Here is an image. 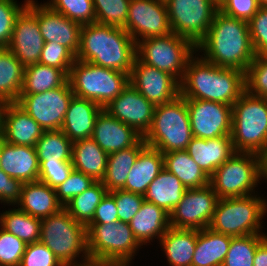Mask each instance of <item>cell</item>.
I'll list each match as a JSON object with an SVG mask.
<instances>
[{"label": "cell", "instance_id": "obj_25", "mask_svg": "<svg viewBox=\"0 0 267 266\" xmlns=\"http://www.w3.org/2000/svg\"><path fill=\"white\" fill-rule=\"evenodd\" d=\"M129 226L142 246L153 245L150 243L155 241L154 238L159 241L170 228V214L154 203L144 200Z\"/></svg>", "mask_w": 267, "mask_h": 266}, {"label": "cell", "instance_id": "obj_53", "mask_svg": "<svg viewBox=\"0 0 267 266\" xmlns=\"http://www.w3.org/2000/svg\"><path fill=\"white\" fill-rule=\"evenodd\" d=\"M23 183L7 175L2 169L0 172V203L13 207L21 197Z\"/></svg>", "mask_w": 267, "mask_h": 266}, {"label": "cell", "instance_id": "obj_26", "mask_svg": "<svg viewBox=\"0 0 267 266\" xmlns=\"http://www.w3.org/2000/svg\"><path fill=\"white\" fill-rule=\"evenodd\" d=\"M3 131L5 142L35 147L45 130L16 102H11L5 113Z\"/></svg>", "mask_w": 267, "mask_h": 266}, {"label": "cell", "instance_id": "obj_7", "mask_svg": "<svg viewBox=\"0 0 267 266\" xmlns=\"http://www.w3.org/2000/svg\"><path fill=\"white\" fill-rule=\"evenodd\" d=\"M231 138L235 152L260 154L267 147V99L241 95L232 105Z\"/></svg>", "mask_w": 267, "mask_h": 266}, {"label": "cell", "instance_id": "obj_31", "mask_svg": "<svg viewBox=\"0 0 267 266\" xmlns=\"http://www.w3.org/2000/svg\"><path fill=\"white\" fill-rule=\"evenodd\" d=\"M232 238L208 227L199 230L191 266H222Z\"/></svg>", "mask_w": 267, "mask_h": 266}, {"label": "cell", "instance_id": "obj_41", "mask_svg": "<svg viewBox=\"0 0 267 266\" xmlns=\"http://www.w3.org/2000/svg\"><path fill=\"white\" fill-rule=\"evenodd\" d=\"M96 23L125 28L130 0H93Z\"/></svg>", "mask_w": 267, "mask_h": 266}, {"label": "cell", "instance_id": "obj_44", "mask_svg": "<svg viewBox=\"0 0 267 266\" xmlns=\"http://www.w3.org/2000/svg\"><path fill=\"white\" fill-rule=\"evenodd\" d=\"M75 60V55L65 46L56 42H44L38 63L58 68L69 76Z\"/></svg>", "mask_w": 267, "mask_h": 266}, {"label": "cell", "instance_id": "obj_46", "mask_svg": "<svg viewBox=\"0 0 267 266\" xmlns=\"http://www.w3.org/2000/svg\"><path fill=\"white\" fill-rule=\"evenodd\" d=\"M26 243L0 227V265L19 266Z\"/></svg>", "mask_w": 267, "mask_h": 266}, {"label": "cell", "instance_id": "obj_5", "mask_svg": "<svg viewBox=\"0 0 267 266\" xmlns=\"http://www.w3.org/2000/svg\"><path fill=\"white\" fill-rule=\"evenodd\" d=\"M267 199L255 193L244 197L219 199L208 228L232 237L264 233Z\"/></svg>", "mask_w": 267, "mask_h": 266}, {"label": "cell", "instance_id": "obj_51", "mask_svg": "<svg viewBox=\"0 0 267 266\" xmlns=\"http://www.w3.org/2000/svg\"><path fill=\"white\" fill-rule=\"evenodd\" d=\"M38 181L47 184L52 188H57L65 182L74 167L72 162H39Z\"/></svg>", "mask_w": 267, "mask_h": 266}, {"label": "cell", "instance_id": "obj_12", "mask_svg": "<svg viewBox=\"0 0 267 266\" xmlns=\"http://www.w3.org/2000/svg\"><path fill=\"white\" fill-rule=\"evenodd\" d=\"M173 33L195 46L206 36L219 5L214 0H165Z\"/></svg>", "mask_w": 267, "mask_h": 266}, {"label": "cell", "instance_id": "obj_21", "mask_svg": "<svg viewBox=\"0 0 267 266\" xmlns=\"http://www.w3.org/2000/svg\"><path fill=\"white\" fill-rule=\"evenodd\" d=\"M91 138L110 154L135 146L143 136L103 109L96 118Z\"/></svg>", "mask_w": 267, "mask_h": 266}, {"label": "cell", "instance_id": "obj_20", "mask_svg": "<svg viewBox=\"0 0 267 266\" xmlns=\"http://www.w3.org/2000/svg\"><path fill=\"white\" fill-rule=\"evenodd\" d=\"M38 24L44 42L61 44L76 56L82 24L70 20L42 2H38Z\"/></svg>", "mask_w": 267, "mask_h": 266}, {"label": "cell", "instance_id": "obj_34", "mask_svg": "<svg viewBox=\"0 0 267 266\" xmlns=\"http://www.w3.org/2000/svg\"><path fill=\"white\" fill-rule=\"evenodd\" d=\"M164 168L174 174L187 189L210 184V177L194 162L186 150L163 153Z\"/></svg>", "mask_w": 267, "mask_h": 266}, {"label": "cell", "instance_id": "obj_55", "mask_svg": "<svg viewBox=\"0 0 267 266\" xmlns=\"http://www.w3.org/2000/svg\"><path fill=\"white\" fill-rule=\"evenodd\" d=\"M253 266H267V237L257 246Z\"/></svg>", "mask_w": 267, "mask_h": 266}, {"label": "cell", "instance_id": "obj_57", "mask_svg": "<svg viewBox=\"0 0 267 266\" xmlns=\"http://www.w3.org/2000/svg\"><path fill=\"white\" fill-rule=\"evenodd\" d=\"M11 102L0 97V131L4 129L5 113Z\"/></svg>", "mask_w": 267, "mask_h": 266}, {"label": "cell", "instance_id": "obj_8", "mask_svg": "<svg viewBox=\"0 0 267 266\" xmlns=\"http://www.w3.org/2000/svg\"><path fill=\"white\" fill-rule=\"evenodd\" d=\"M68 81L74 96L94 101L105 108L130 84V75L90 62L75 60Z\"/></svg>", "mask_w": 267, "mask_h": 266}, {"label": "cell", "instance_id": "obj_35", "mask_svg": "<svg viewBox=\"0 0 267 266\" xmlns=\"http://www.w3.org/2000/svg\"><path fill=\"white\" fill-rule=\"evenodd\" d=\"M0 227L26 244L40 241L41 219L27 214L16 205L0 212Z\"/></svg>", "mask_w": 267, "mask_h": 266}, {"label": "cell", "instance_id": "obj_18", "mask_svg": "<svg viewBox=\"0 0 267 266\" xmlns=\"http://www.w3.org/2000/svg\"><path fill=\"white\" fill-rule=\"evenodd\" d=\"M130 84L155 106L171 102L180 95V82L174 76L141 62L137 57Z\"/></svg>", "mask_w": 267, "mask_h": 266}, {"label": "cell", "instance_id": "obj_28", "mask_svg": "<svg viewBox=\"0 0 267 266\" xmlns=\"http://www.w3.org/2000/svg\"><path fill=\"white\" fill-rule=\"evenodd\" d=\"M163 168V153L146 146L131 167L122 190L144 195L148 185L159 175Z\"/></svg>", "mask_w": 267, "mask_h": 266}, {"label": "cell", "instance_id": "obj_1", "mask_svg": "<svg viewBox=\"0 0 267 266\" xmlns=\"http://www.w3.org/2000/svg\"><path fill=\"white\" fill-rule=\"evenodd\" d=\"M196 52L217 66L246 73L255 58L248 22L218 10L206 36L196 45Z\"/></svg>", "mask_w": 267, "mask_h": 266}, {"label": "cell", "instance_id": "obj_29", "mask_svg": "<svg viewBox=\"0 0 267 266\" xmlns=\"http://www.w3.org/2000/svg\"><path fill=\"white\" fill-rule=\"evenodd\" d=\"M199 230L170 227L158 241L169 266H191Z\"/></svg>", "mask_w": 267, "mask_h": 266}, {"label": "cell", "instance_id": "obj_24", "mask_svg": "<svg viewBox=\"0 0 267 266\" xmlns=\"http://www.w3.org/2000/svg\"><path fill=\"white\" fill-rule=\"evenodd\" d=\"M103 109L94 101L74 96L65 114L61 130L72 142L91 138L96 118Z\"/></svg>", "mask_w": 267, "mask_h": 266}, {"label": "cell", "instance_id": "obj_22", "mask_svg": "<svg viewBox=\"0 0 267 266\" xmlns=\"http://www.w3.org/2000/svg\"><path fill=\"white\" fill-rule=\"evenodd\" d=\"M39 165L35 147L7 142L2 144L0 166L10 177L22 183L38 181Z\"/></svg>", "mask_w": 267, "mask_h": 266}, {"label": "cell", "instance_id": "obj_32", "mask_svg": "<svg viewBox=\"0 0 267 266\" xmlns=\"http://www.w3.org/2000/svg\"><path fill=\"white\" fill-rule=\"evenodd\" d=\"M186 190L187 188L174 174L163 168L148 185L143 196L145 201L154 203L170 214L181 201Z\"/></svg>", "mask_w": 267, "mask_h": 266}, {"label": "cell", "instance_id": "obj_40", "mask_svg": "<svg viewBox=\"0 0 267 266\" xmlns=\"http://www.w3.org/2000/svg\"><path fill=\"white\" fill-rule=\"evenodd\" d=\"M266 237L267 234L233 237L222 266H253L257 246Z\"/></svg>", "mask_w": 267, "mask_h": 266}, {"label": "cell", "instance_id": "obj_58", "mask_svg": "<svg viewBox=\"0 0 267 266\" xmlns=\"http://www.w3.org/2000/svg\"><path fill=\"white\" fill-rule=\"evenodd\" d=\"M78 266H126L117 262H99V261H88Z\"/></svg>", "mask_w": 267, "mask_h": 266}, {"label": "cell", "instance_id": "obj_30", "mask_svg": "<svg viewBox=\"0 0 267 266\" xmlns=\"http://www.w3.org/2000/svg\"><path fill=\"white\" fill-rule=\"evenodd\" d=\"M108 154L92 139H80L72 145V166L95 181L106 173Z\"/></svg>", "mask_w": 267, "mask_h": 266}, {"label": "cell", "instance_id": "obj_39", "mask_svg": "<svg viewBox=\"0 0 267 266\" xmlns=\"http://www.w3.org/2000/svg\"><path fill=\"white\" fill-rule=\"evenodd\" d=\"M107 192L101 181H95L83 193L72 198L63 208L74 220L87 226L92 221L95 209Z\"/></svg>", "mask_w": 267, "mask_h": 266}, {"label": "cell", "instance_id": "obj_2", "mask_svg": "<svg viewBox=\"0 0 267 266\" xmlns=\"http://www.w3.org/2000/svg\"><path fill=\"white\" fill-rule=\"evenodd\" d=\"M246 91L245 72L217 66L195 53L187 62L180 82L185 99L214 101L233 105Z\"/></svg>", "mask_w": 267, "mask_h": 266}, {"label": "cell", "instance_id": "obj_56", "mask_svg": "<svg viewBox=\"0 0 267 266\" xmlns=\"http://www.w3.org/2000/svg\"><path fill=\"white\" fill-rule=\"evenodd\" d=\"M260 158V178L267 182V147L259 154ZM263 178V179H262Z\"/></svg>", "mask_w": 267, "mask_h": 266}, {"label": "cell", "instance_id": "obj_27", "mask_svg": "<svg viewBox=\"0 0 267 266\" xmlns=\"http://www.w3.org/2000/svg\"><path fill=\"white\" fill-rule=\"evenodd\" d=\"M16 206L40 219L56 214L64 207L57 199L55 188L40 181L23 183Z\"/></svg>", "mask_w": 267, "mask_h": 266}, {"label": "cell", "instance_id": "obj_3", "mask_svg": "<svg viewBox=\"0 0 267 266\" xmlns=\"http://www.w3.org/2000/svg\"><path fill=\"white\" fill-rule=\"evenodd\" d=\"M136 57V42L125 29L96 22L82 25L76 60L130 75Z\"/></svg>", "mask_w": 267, "mask_h": 266}, {"label": "cell", "instance_id": "obj_49", "mask_svg": "<svg viewBox=\"0 0 267 266\" xmlns=\"http://www.w3.org/2000/svg\"><path fill=\"white\" fill-rule=\"evenodd\" d=\"M248 25L255 55H267V7H260Z\"/></svg>", "mask_w": 267, "mask_h": 266}, {"label": "cell", "instance_id": "obj_38", "mask_svg": "<svg viewBox=\"0 0 267 266\" xmlns=\"http://www.w3.org/2000/svg\"><path fill=\"white\" fill-rule=\"evenodd\" d=\"M73 142L61 129L45 130L35 145L39 162H71Z\"/></svg>", "mask_w": 267, "mask_h": 266}, {"label": "cell", "instance_id": "obj_11", "mask_svg": "<svg viewBox=\"0 0 267 266\" xmlns=\"http://www.w3.org/2000/svg\"><path fill=\"white\" fill-rule=\"evenodd\" d=\"M136 52L141 62L165 71L181 82L188 60L196 53V46L189 39L171 32L138 41Z\"/></svg>", "mask_w": 267, "mask_h": 266}, {"label": "cell", "instance_id": "obj_33", "mask_svg": "<svg viewBox=\"0 0 267 266\" xmlns=\"http://www.w3.org/2000/svg\"><path fill=\"white\" fill-rule=\"evenodd\" d=\"M146 146L142 138L135 146L108 154L106 173L101 181L108 192L125 186L131 167Z\"/></svg>", "mask_w": 267, "mask_h": 266}, {"label": "cell", "instance_id": "obj_4", "mask_svg": "<svg viewBox=\"0 0 267 266\" xmlns=\"http://www.w3.org/2000/svg\"><path fill=\"white\" fill-rule=\"evenodd\" d=\"M40 242L46 245L64 266H78L90 261L87 227L74 220L64 208L41 219Z\"/></svg>", "mask_w": 267, "mask_h": 266}, {"label": "cell", "instance_id": "obj_6", "mask_svg": "<svg viewBox=\"0 0 267 266\" xmlns=\"http://www.w3.org/2000/svg\"><path fill=\"white\" fill-rule=\"evenodd\" d=\"M192 138L186 99L181 95L155 106L151 127L143 136L147 146L161 153L186 150Z\"/></svg>", "mask_w": 267, "mask_h": 266}, {"label": "cell", "instance_id": "obj_37", "mask_svg": "<svg viewBox=\"0 0 267 266\" xmlns=\"http://www.w3.org/2000/svg\"><path fill=\"white\" fill-rule=\"evenodd\" d=\"M24 66L8 48H0V97L16 102L20 96Z\"/></svg>", "mask_w": 267, "mask_h": 266}, {"label": "cell", "instance_id": "obj_23", "mask_svg": "<svg viewBox=\"0 0 267 266\" xmlns=\"http://www.w3.org/2000/svg\"><path fill=\"white\" fill-rule=\"evenodd\" d=\"M186 151L209 177L235 153L231 135L212 139L193 137Z\"/></svg>", "mask_w": 267, "mask_h": 266}, {"label": "cell", "instance_id": "obj_9", "mask_svg": "<svg viewBox=\"0 0 267 266\" xmlns=\"http://www.w3.org/2000/svg\"><path fill=\"white\" fill-rule=\"evenodd\" d=\"M86 227L91 261L131 266L134 256L142 248L129 223L118 220L109 224H88Z\"/></svg>", "mask_w": 267, "mask_h": 266}, {"label": "cell", "instance_id": "obj_43", "mask_svg": "<svg viewBox=\"0 0 267 266\" xmlns=\"http://www.w3.org/2000/svg\"><path fill=\"white\" fill-rule=\"evenodd\" d=\"M246 91L267 99V55H255L245 73Z\"/></svg>", "mask_w": 267, "mask_h": 266}, {"label": "cell", "instance_id": "obj_13", "mask_svg": "<svg viewBox=\"0 0 267 266\" xmlns=\"http://www.w3.org/2000/svg\"><path fill=\"white\" fill-rule=\"evenodd\" d=\"M74 97L67 80L62 86L36 94H20L16 103L44 130L61 129L71 99Z\"/></svg>", "mask_w": 267, "mask_h": 266}, {"label": "cell", "instance_id": "obj_19", "mask_svg": "<svg viewBox=\"0 0 267 266\" xmlns=\"http://www.w3.org/2000/svg\"><path fill=\"white\" fill-rule=\"evenodd\" d=\"M154 109L155 105L131 84L104 108L111 116L134 128L142 136L151 127Z\"/></svg>", "mask_w": 267, "mask_h": 266}, {"label": "cell", "instance_id": "obj_61", "mask_svg": "<svg viewBox=\"0 0 267 266\" xmlns=\"http://www.w3.org/2000/svg\"><path fill=\"white\" fill-rule=\"evenodd\" d=\"M218 5L222 0H214Z\"/></svg>", "mask_w": 267, "mask_h": 266}, {"label": "cell", "instance_id": "obj_45", "mask_svg": "<svg viewBox=\"0 0 267 266\" xmlns=\"http://www.w3.org/2000/svg\"><path fill=\"white\" fill-rule=\"evenodd\" d=\"M28 1L24 0L23 4H18L17 0H0V48L9 46L16 18Z\"/></svg>", "mask_w": 267, "mask_h": 266}, {"label": "cell", "instance_id": "obj_10", "mask_svg": "<svg viewBox=\"0 0 267 266\" xmlns=\"http://www.w3.org/2000/svg\"><path fill=\"white\" fill-rule=\"evenodd\" d=\"M260 181L259 154L249 152H235L210 176V185L219 199L258 193Z\"/></svg>", "mask_w": 267, "mask_h": 266}, {"label": "cell", "instance_id": "obj_15", "mask_svg": "<svg viewBox=\"0 0 267 266\" xmlns=\"http://www.w3.org/2000/svg\"><path fill=\"white\" fill-rule=\"evenodd\" d=\"M124 29L136 43L171 33L165 0H130Z\"/></svg>", "mask_w": 267, "mask_h": 266}, {"label": "cell", "instance_id": "obj_54", "mask_svg": "<svg viewBox=\"0 0 267 266\" xmlns=\"http://www.w3.org/2000/svg\"><path fill=\"white\" fill-rule=\"evenodd\" d=\"M118 221V210L114 197L107 192L95 209L93 219L89 224H105Z\"/></svg>", "mask_w": 267, "mask_h": 266}, {"label": "cell", "instance_id": "obj_50", "mask_svg": "<svg viewBox=\"0 0 267 266\" xmlns=\"http://www.w3.org/2000/svg\"><path fill=\"white\" fill-rule=\"evenodd\" d=\"M19 266H64L54 253L40 241L26 245Z\"/></svg>", "mask_w": 267, "mask_h": 266}, {"label": "cell", "instance_id": "obj_14", "mask_svg": "<svg viewBox=\"0 0 267 266\" xmlns=\"http://www.w3.org/2000/svg\"><path fill=\"white\" fill-rule=\"evenodd\" d=\"M219 197L210 184L187 189L170 213V227L202 230L209 227Z\"/></svg>", "mask_w": 267, "mask_h": 266}, {"label": "cell", "instance_id": "obj_42", "mask_svg": "<svg viewBox=\"0 0 267 266\" xmlns=\"http://www.w3.org/2000/svg\"><path fill=\"white\" fill-rule=\"evenodd\" d=\"M53 10L82 25L96 22L93 0H48Z\"/></svg>", "mask_w": 267, "mask_h": 266}, {"label": "cell", "instance_id": "obj_59", "mask_svg": "<svg viewBox=\"0 0 267 266\" xmlns=\"http://www.w3.org/2000/svg\"><path fill=\"white\" fill-rule=\"evenodd\" d=\"M4 142H5L4 131H0V158H1V148ZM0 172H1V166H0Z\"/></svg>", "mask_w": 267, "mask_h": 266}, {"label": "cell", "instance_id": "obj_60", "mask_svg": "<svg viewBox=\"0 0 267 266\" xmlns=\"http://www.w3.org/2000/svg\"><path fill=\"white\" fill-rule=\"evenodd\" d=\"M260 7H267V0H258Z\"/></svg>", "mask_w": 267, "mask_h": 266}, {"label": "cell", "instance_id": "obj_48", "mask_svg": "<svg viewBox=\"0 0 267 266\" xmlns=\"http://www.w3.org/2000/svg\"><path fill=\"white\" fill-rule=\"evenodd\" d=\"M109 193L114 197L118 210V220L124 223H129L132 220L145 200L141 194L122 189L109 191Z\"/></svg>", "mask_w": 267, "mask_h": 266}, {"label": "cell", "instance_id": "obj_52", "mask_svg": "<svg viewBox=\"0 0 267 266\" xmlns=\"http://www.w3.org/2000/svg\"><path fill=\"white\" fill-rule=\"evenodd\" d=\"M258 0H222L219 10L227 16L248 22L259 10Z\"/></svg>", "mask_w": 267, "mask_h": 266}, {"label": "cell", "instance_id": "obj_17", "mask_svg": "<svg viewBox=\"0 0 267 266\" xmlns=\"http://www.w3.org/2000/svg\"><path fill=\"white\" fill-rule=\"evenodd\" d=\"M186 103L193 137L212 139L231 135V105L198 99H186Z\"/></svg>", "mask_w": 267, "mask_h": 266}, {"label": "cell", "instance_id": "obj_47", "mask_svg": "<svg viewBox=\"0 0 267 266\" xmlns=\"http://www.w3.org/2000/svg\"><path fill=\"white\" fill-rule=\"evenodd\" d=\"M95 180L83 172L72 170L68 179L61 183L56 190L58 201L65 206L72 198L87 190Z\"/></svg>", "mask_w": 267, "mask_h": 266}, {"label": "cell", "instance_id": "obj_16", "mask_svg": "<svg viewBox=\"0 0 267 266\" xmlns=\"http://www.w3.org/2000/svg\"><path fill=\"white\" fill-rule=\"evenodd\" d=\"M44 40L38 24V1L29 0L15 21L7 47L24 67L39 62Z\"/></svg>", "mask_w": 267, "mask_h": 266}, {"label": "cell", "instance_id": "obj_36", "mask_svg": "<svg viewBox=\"0 0 267 266\" xmlns=\"http://www.w3.org/2000/svg\"><path fill=\"white\" fill-rule=\"evenodd\" d=\"M68 76L60 69L40 63L24 67L23 86L20 94H36L62 86Z\"/></svg>", "mask_w": 267, "mask_h": 266}]
</instances>
